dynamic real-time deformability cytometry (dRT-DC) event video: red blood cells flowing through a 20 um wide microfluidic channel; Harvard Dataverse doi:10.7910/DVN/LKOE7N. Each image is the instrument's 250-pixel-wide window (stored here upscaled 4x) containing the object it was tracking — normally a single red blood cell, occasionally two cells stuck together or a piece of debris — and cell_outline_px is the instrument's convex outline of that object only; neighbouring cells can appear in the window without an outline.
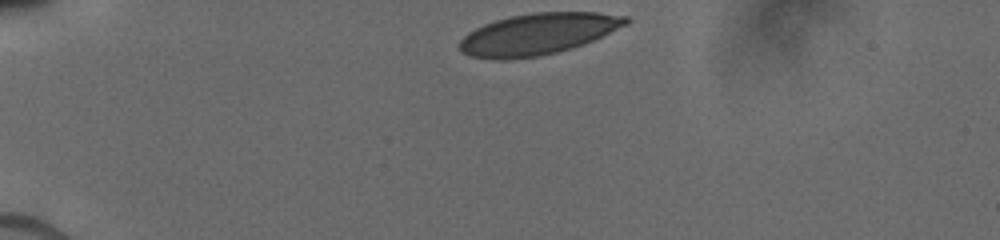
{"species": "human", "species_latin": "Homo sapiens", "temperature_condition": "cold", "stored_images_in_passage": 33, "camera_frame_rate_fps": 3000, "um_per_image_px": 0.085, "donor": {"sex": "male"}, "frame": {"image": 1, "passage_image": 1, "time_ms": 0.0, "image_size_px": [1000, 240], "cell_outline_px": [[632, 20], [628, 24], [584, 44], [572, 48], [540, 56], [504, 60], [496, 60], [468, 56], [460, 52], [460, 40], [468, 32], [484, 24], [508, 16], [532, 12], [596, 12], [628, 16]], "centroid_in_image_um": [45.72, 2.89], "position_along_channel_um": 39.3, "area_um2": 40.34}}
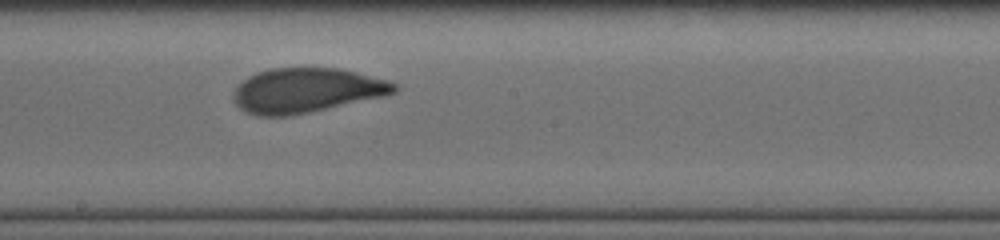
{"frame": {"image": 2, "passage_image": 20, "time_ms": 6.0, "image_size_px": [1000, 240], "cell_outline_px": [[400, 88], [396, 92], [384, 96], [308, 112], [288, 116], [260, 116], [248, 112], [240, 108], [232, 100], [232, 92], [236, 84], [248, 76], [256, 72], [268, 68], [336, 68], [356, 72], [388, 80], [396, 84]], "centroid_in_image_um": [26.0, 7.67], "position_along_channel_um": 222.2, "area_um2": 41.91}}
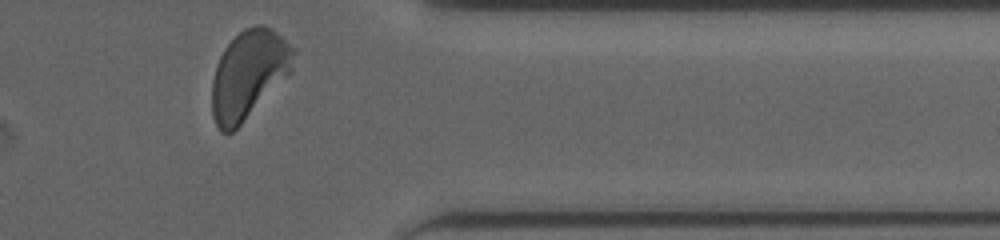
{"frame": {"image": 3, "passage_image": 33, "time_ms": 10.333, "image_size_px": [1000, 240], "cell_outline_px": [[296, 52], [292, 72], [232, 132], [220, 132], [212, 116], [212, 80], [220, 56], [224, 48], [244, 28], [256, 24], [264, 24], [276, 32], [296, 48]], "centroid_in_image_um": [21.16, 6.29], "position_along_channel_um": 390.2, "area_um2": 41.85}}